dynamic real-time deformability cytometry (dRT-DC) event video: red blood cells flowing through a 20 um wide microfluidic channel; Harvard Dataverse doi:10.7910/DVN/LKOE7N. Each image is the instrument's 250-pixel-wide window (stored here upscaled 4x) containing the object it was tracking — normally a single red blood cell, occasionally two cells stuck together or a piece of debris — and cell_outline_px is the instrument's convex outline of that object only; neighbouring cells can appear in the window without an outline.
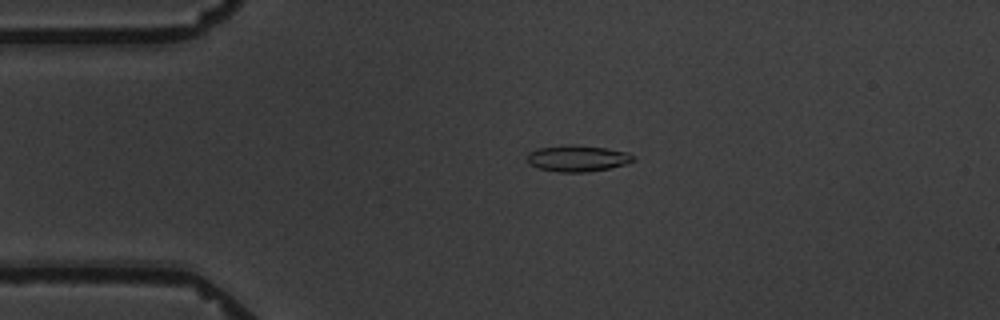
{"species": "common noctule bat (a hibernating species)", "species_latin": "Nyctalus noctula", "temperature_condition": "warm", "stored_images_in_passage": 3, "camera_frame_rate_fps": 3000, "um_per_image_px": 0.085, "animal": {"sex": "male", "body_mass_g": 19.5, "forearm_length_mm": 54.6}, "frame": {"image": 1, "passage_image": 2, "time_ms": 1.0, "image_size_px": [1000, 320], "cell_outline_px": [[636, 160], [624, 164], [608, 168], [588, 172], [560, 172], [540, 168], [528, 164], [524, 156], [528, 152], [536, 148], [568, 144], [572, 144], [604, 148], [624, 152], [636, 156]], "centroid_in_image_um": [49.01, 13.45], "position_along_channel_um": 36.0, "area_um2": 16.36}}